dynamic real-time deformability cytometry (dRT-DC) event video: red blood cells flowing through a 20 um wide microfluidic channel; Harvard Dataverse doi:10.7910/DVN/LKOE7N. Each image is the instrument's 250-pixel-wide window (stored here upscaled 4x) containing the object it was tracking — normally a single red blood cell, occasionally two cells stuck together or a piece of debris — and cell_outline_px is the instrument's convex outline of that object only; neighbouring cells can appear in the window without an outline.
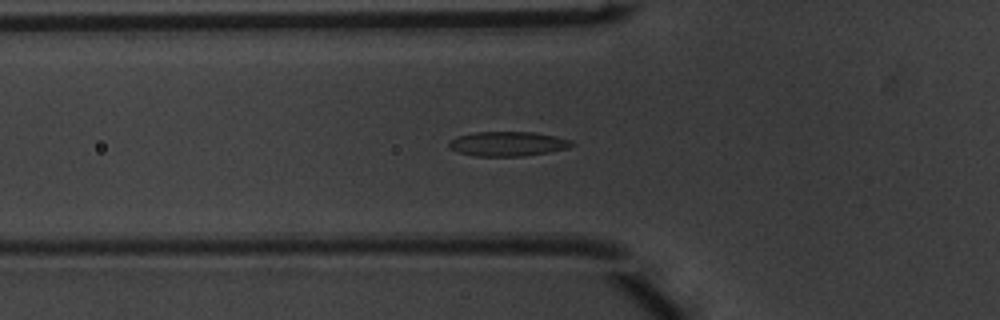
{"species": "common noctule bat (a hibernating species)", "species_latin": "Nyctalus noctula", "temperature_condition": "warm", "stored_images_in_passage": 51, "segment_of_instrument_passage": [1, 2], "camera_frame_rate_fps": 3000, "um_per_image_px": 0.085, "animal": {"sex": "male", "body_mass_g": 20.1, "forearm_length_mm": 53.5}, "frame": {"image": 1, "passage_image": 17, "time_ms": 5.333, "image_size_px": [1000, 320], "cell_outline_px": [[576, 144], [568, 148], [548, 152], [524, 156], [476, 156], [460, 152], [448, 148], [448, 140], [456, 136], [476, 132], [536, 132], [556, 136], [572, 140]], "centroid_in_image_um": [43.16, 12.22], "position_along_channel_um": 82.6, "area_um2": 17.74}}
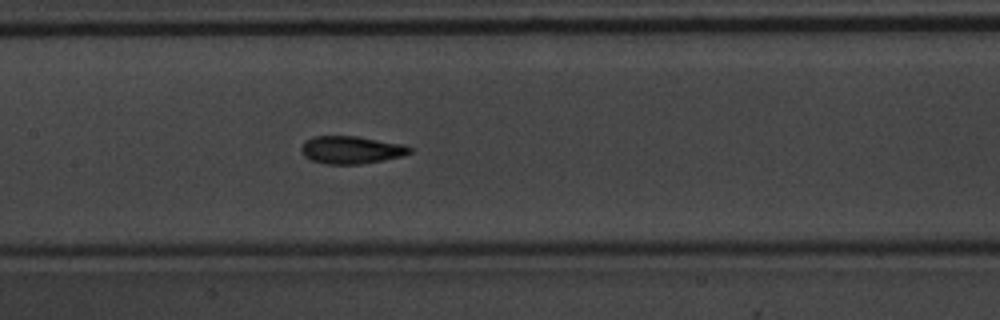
{"frame": {"image": 2, "passage_image": 24, "time_ms": 7.667, "image_size_px": [1000, 320], "cell_outline_px": [[412, 152], [400, 156], [384, 160], [360, 164], [324, 164], [312, 160], [304, 156], [300, 152], [300, 148], [312, 136], [356, 136], [400, 144], [412, 148]], "centroid_in_image_um": [29.81, 12.75], "position_along_channel_um": 177.6, "area_um2": 17.28}}
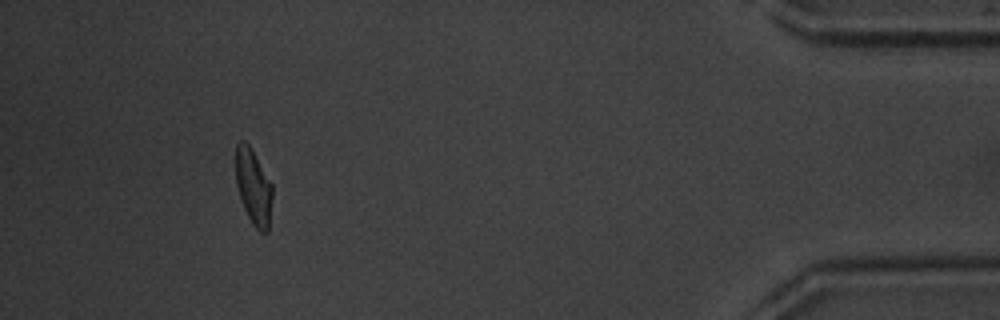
{"frame": {"image": 3, "passage_image": 46, "time_ms": 15.0, "image_size_px": [1000, 320], "cell_outline_px": [[272, 196], [268, 232], [260, 232], [252, 224], [244, 208], [236, 184], [236, 144], [240, 140], [244, 140], [248, 144], [272, 184]], "centroid_in_image_um": [21.54, 15.9], "position_along_channel_um": 413.7, "area_um2": 15.9}}